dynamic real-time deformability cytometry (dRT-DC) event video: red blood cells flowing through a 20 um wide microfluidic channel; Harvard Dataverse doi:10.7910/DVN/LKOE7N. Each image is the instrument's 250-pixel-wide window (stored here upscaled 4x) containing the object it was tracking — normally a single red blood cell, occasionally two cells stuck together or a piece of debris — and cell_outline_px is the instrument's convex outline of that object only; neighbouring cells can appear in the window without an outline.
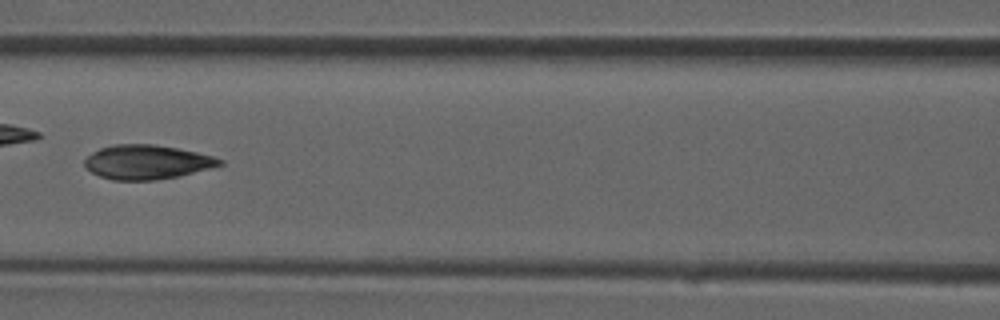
{"species": "common noctule bat (a hibernating species)", "species_latin": "Nyctalus noctula", "temperature_condition": "room temperature", "stored_images_in_passage": 33, "camera_frame_rate_fps": 3000, "um_per_image_px": 0.085, "animal": {"sex": "male", "forearm_length_mm": 52.5}, "frame": {"image": 1, "passage_image": 15, "time_ms": 4.667, "image_size_px": [1000, 320], "cell_outline_px": [[224, 164], [176, 176], [152, 180], [112, 180], [100, 176], [92, 172], [84, 164], [84, 160], [92, 152], [100, 148], [112, 144], [152, 144], [176, 148], [196, 152], [212, 156], [224, 160]], "centroid_in_image_um": [12.45, 13.76], "position_along_channel_um": 154.2, "area_um2": 26.59}}